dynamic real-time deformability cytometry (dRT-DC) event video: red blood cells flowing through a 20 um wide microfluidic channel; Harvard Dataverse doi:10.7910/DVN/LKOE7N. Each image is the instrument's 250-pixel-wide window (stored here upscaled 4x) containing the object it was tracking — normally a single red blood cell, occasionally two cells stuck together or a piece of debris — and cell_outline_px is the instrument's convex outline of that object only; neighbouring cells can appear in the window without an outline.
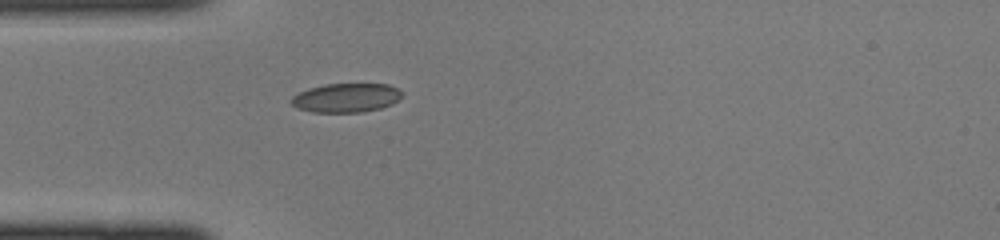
{"species": "common noctule bat (a hibernating species)", "species_latin": "Nyctalus noctula", "temperature_condition": "cold", "stored_images_in_passage": 32, "camera_frame_rate_fps": 3000, "um_per_image_px": 0.085, "animal": {"sex": "female", "body_mass_g": 22.0, "forearm_length_mm": 56.7}, "frame": {"image": 1, "passage_image": 1, "time_ms": 0.0, "image_size_px": [1000, 240], "cell_outline_px": [[404, 92], [392, 104], [380, 108], [360, 112], [312, 112], [296, 108], [288, 100], [292, 96], [308, 88], [324, 84], [388, 84]], "centroid_in_image_um": [29.37, 8.31], "position_along_channel_um": 55.6, "area_um2": 18.73}}
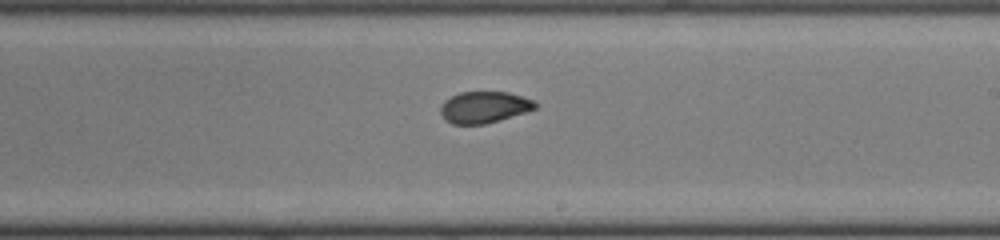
{"frame": {"image": 2, "passage_image": 14, "time_ms": 4.333, "image_size_px": [1000, 240], "cell_outline_px": [[536, 108], [500, 120], [484, 124], [452, 124], [444, 120], [440, 112], [440, 108], [444, 100], [460, 92], [508, 92], [532, 100], [536, 104]], "centroid_in_image_um": [41.1, 9.12], "position_along_channel_um": 247.9, "area_um2": 17.22}}
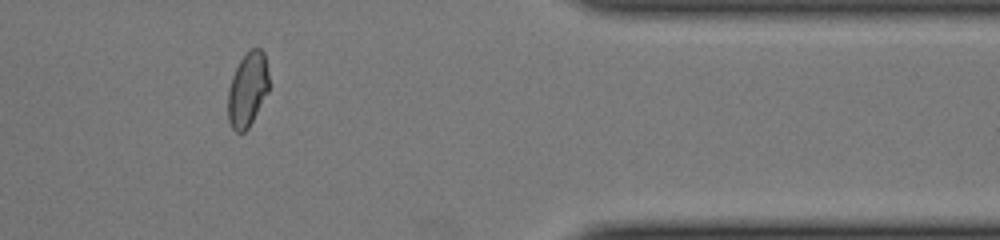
{"frame": {"image": 3, "passage_image": 25, "time_ms": 8.0, "image_size_px": [1000, 240], "cell_outline_px": [[268, 92], [248, 128], [244, 132], [236, 132], [232, 128], [228, 120], [228, 88], [232, 76], [240, 60], [252, 48], [260, 48], [264, 52], [268, 72]], "centroid_in_image_um": [21.04, 7.61], "position_along_channel_um": 390.4, "area_um2": 17.63}}